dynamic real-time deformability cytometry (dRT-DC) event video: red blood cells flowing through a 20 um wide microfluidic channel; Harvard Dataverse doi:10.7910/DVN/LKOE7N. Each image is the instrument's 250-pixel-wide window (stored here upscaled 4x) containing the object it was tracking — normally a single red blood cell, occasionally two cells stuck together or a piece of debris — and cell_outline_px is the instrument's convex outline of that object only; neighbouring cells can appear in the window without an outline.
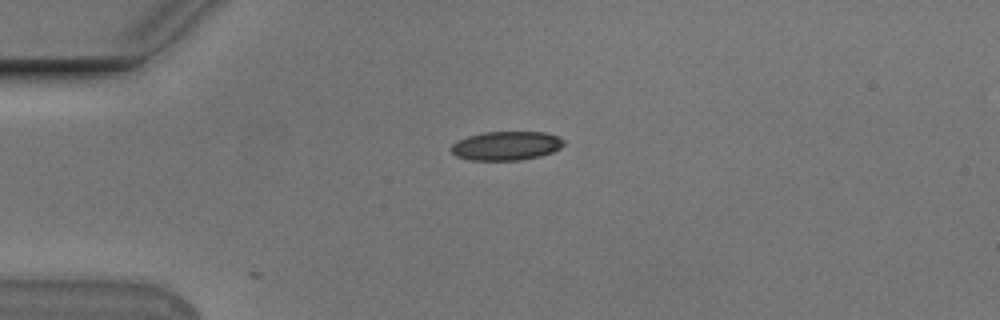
{"species": "Egyptian fruit bat (a non-hibernating species)", "species_latin": "Rousettus aegyptiacus", "temperature_condition": "cold", "stored_images_in_passage": 25, "camera_frame_rate_fps": 3000, "um_per_image_px": 0.085, "animal": {"sex": "male"}, "frame": {"image": 1, "passage_image": 2, "time_ms": 0.333, "image_size_px": [1000, 320], "cell_outline_px": [[564, 144], [560, 148], [552, 152], [540, 156], [520, 160], [468, 160], [456, 156], [448, 148], [456, 140], [468, 136], [484, 132], [544, 132], [560, 136], [564, 140]], "centroid_in_image_um": [43.01, 12.39], "position_along_channel_um": 42.0, "area_um2": 19.19}}
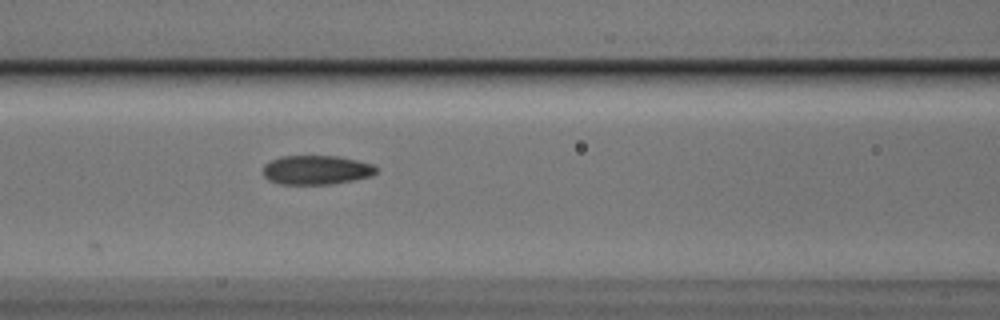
{"frame": {"image": 2, "passage_image": 12, "time_ms": 3.667, "image_size_px": [1000, 320], "cell_outline_px": [[376, 172], [372, 176], [332, 184], [280, 184], [268, 180], [264, 176], [264, 164], [280, 156], [336, 156], [356, 160], [372, 164], [376, 168]], "centroid_in_image_um": [26.87, 14.45], "position_along_channel_um": 139.7, "area_um2": 19.13}}
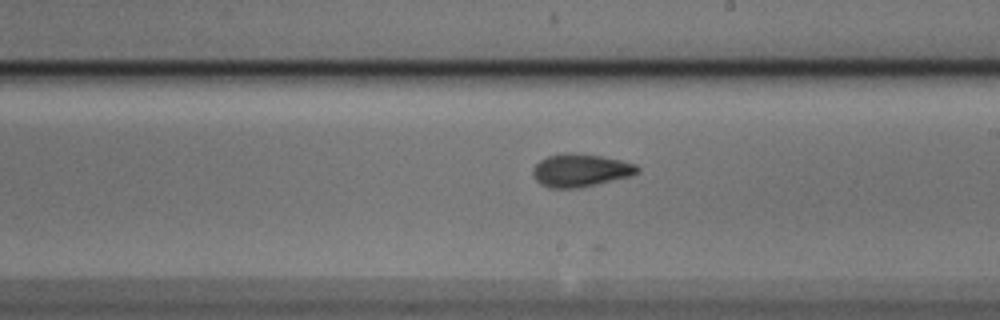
{"frame": {"image": 3, "passage_image": 20, "time_ms": 6.333, "image_size_px": [1000, 320], "cell_outline_px": [[640, 172], [632, 176], [580, 188], [548, 188], [540, 184], [536, 180], [532, 172], [532, 168], [540, 160], [548, 156], [564, 152], [572, 152], [600, 156], [620, 160], [636, 164], [640, 168]], "centroid_in_image_um": [49.35, 14.48], "position_along_channel_um": 239.7, "area_um2": 20.29}}